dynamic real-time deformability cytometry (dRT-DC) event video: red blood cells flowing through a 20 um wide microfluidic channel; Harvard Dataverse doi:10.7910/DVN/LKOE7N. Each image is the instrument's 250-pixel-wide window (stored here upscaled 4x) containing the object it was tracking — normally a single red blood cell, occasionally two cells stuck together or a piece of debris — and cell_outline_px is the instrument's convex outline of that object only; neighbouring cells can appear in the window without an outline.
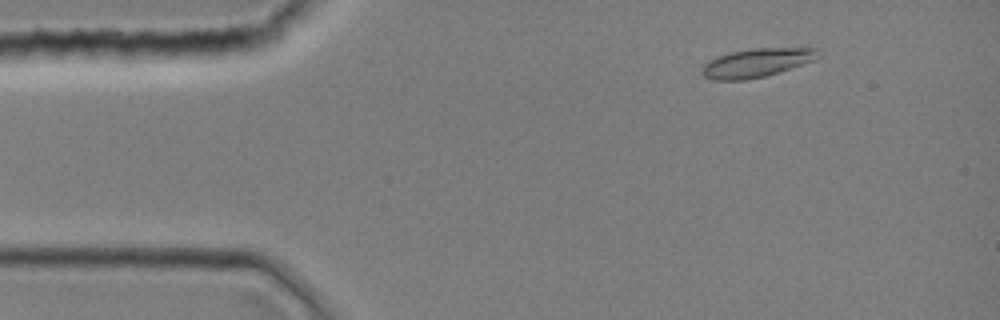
{"species": "common noctule bat (a hibernating species)", "species_latin": "Nyctalus noctula", "temperature_condition": "room temperature", "stored_images_in_passage": 43, "camera_frame_rate_fps": 3000, "um_per_image_px": 0.085, "animal": {"sex": "female", "body_mass_g": 19.0, "forearm_length_mm": 51.5}, "frame": {"image": 1, "passage_image": 5, "time_ms": 1.333, "image_size_px": [1000, 320], "cell_outline_px": [[820, 56], [812, 60], [764, 76], [744, 80], [712, 80], [704, 76], [700, 72], [704, 64], [708, 60], [716, 56], [732, 52], [752, 48], [816, 48]], "centroid_in_image_um": [64.22, 5.33], "position_along_channel_um": 20.8, "area_um2": 19.07}}
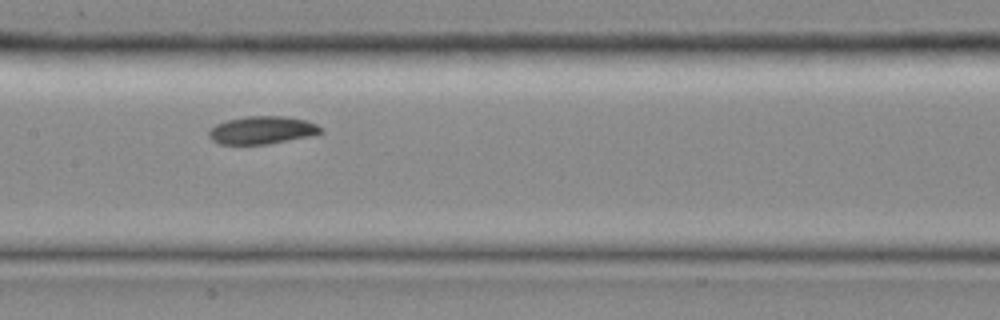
{"frame": {"image": 2, "passage_image": 21, "time_ms": 6.667, "image_size_px": [1000, 320], "cell_outline_px": [[324, 132], [308, 136], [268, 144], [220, 144], [212, 140], [208, 136], [208, 132], [216, 124], [228, 120], [244, 116], [284, 116], [304, 120], [316, 124], [324, 128]], "centroid_in_image_um": [22.28, 11.06], "position_along_channel_um": 185.1, "area_um2": 18.03}}
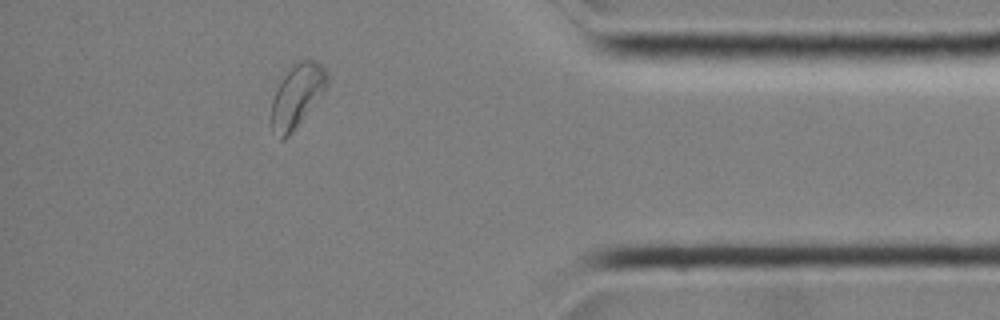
{"frame": {"image": 3, "passage_image": 38, "time_ms": 12.333, "image_size_px": [1000, 320], "cell_outline_px": [[328, 84], [288, 136], [284, 140], [280, 140], [272, 132], [272, 100], [292, 60], [316, 60], [324, 68], [328, 76]], "centroid_in_image_um": [25.22, 8.08], "position_along_channel_um": 410.0, "area_um2": 19.94}}